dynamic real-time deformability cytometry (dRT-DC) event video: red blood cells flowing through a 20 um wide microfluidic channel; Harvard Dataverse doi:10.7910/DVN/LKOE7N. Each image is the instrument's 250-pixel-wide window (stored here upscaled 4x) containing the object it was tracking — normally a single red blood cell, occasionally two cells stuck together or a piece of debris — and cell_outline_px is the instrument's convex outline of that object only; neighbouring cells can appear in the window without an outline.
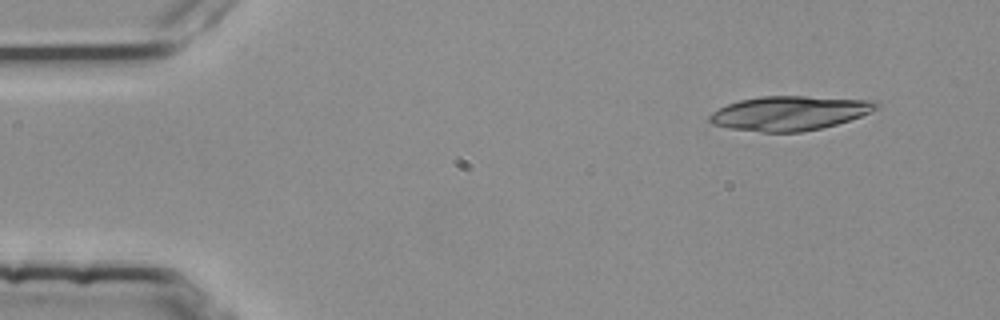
{"species": "common noctule bat (a hibernating species)", "species_latin": "Nyctalus noctula", "temperature_condition": "room temperature", "stored_images_in_passage": 3, "camera_frame_rate_fps": 3000, "um_per_image_px": 0.085, "animal": {"sex": "female", "body_mass_g": 25.1}, "frame": {"image": 1, "passage_image": 3, "time_ms": 0.667, "image_size_px": [1000, 320], "cell_outline_px": [[880, 108], [860, 116], [836, 124], [820, 128], [800, 132], [760, 132], [728, 128], [712, 124], [708, 120], [708, 116], [712, 112], [728, 104], [740, 100], [760, 96], [804, 96], [876, 100], [880, 104]], "centroid_in_image_um": [67.12, 9.61], "position_along_channel_um": 17.9, "area_um2": 33.41}}